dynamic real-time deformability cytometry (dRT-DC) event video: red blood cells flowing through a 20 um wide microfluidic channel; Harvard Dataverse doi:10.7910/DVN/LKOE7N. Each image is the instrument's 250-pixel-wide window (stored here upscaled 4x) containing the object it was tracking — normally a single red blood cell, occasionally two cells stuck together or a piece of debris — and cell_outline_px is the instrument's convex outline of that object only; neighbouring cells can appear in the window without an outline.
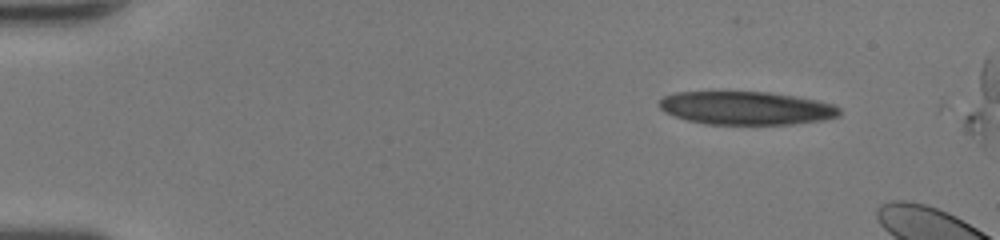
{"species": "human", "species_latin": "Homo sapiens", "temperature_condition": "room temperature", "stored_images_in_passage": 14, "camera_frame_rate_fps": 3000, "um_per_image_px": 0.085, "donor": {"sex": "female"}, "frame": {"image": 1, "passage_image": 1, "time_ms": 0.0, "image_size_px": [1000, 240], "cell_outline_px": [[840, 116], [824, 120], [792, 124], [704, 124], [688, 120], [664, 112], [660, 108], [660, 100], [664, 96], [676, 92], [768, 92], [816, 100], [832, 104], [840, 108]], "centroid_in_image_um": [63.44, 9.19], "position_along_channel_um": 21.6, "area_um2": 34.74}}